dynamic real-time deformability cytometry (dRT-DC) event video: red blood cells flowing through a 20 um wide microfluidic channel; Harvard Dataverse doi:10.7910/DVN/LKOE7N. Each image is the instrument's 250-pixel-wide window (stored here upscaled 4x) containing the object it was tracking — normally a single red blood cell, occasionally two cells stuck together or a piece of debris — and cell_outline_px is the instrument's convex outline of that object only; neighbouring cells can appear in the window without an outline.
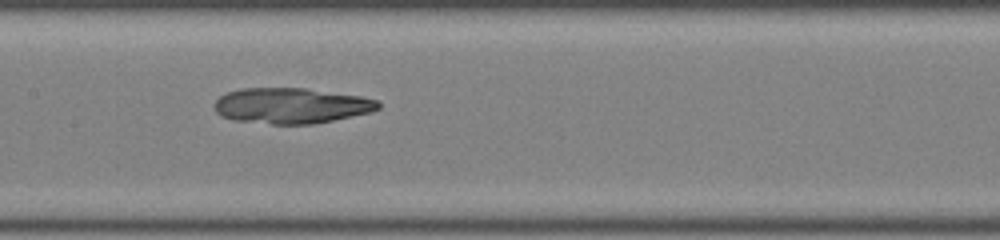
{"species": "common noctule bat (a hibernating species)", "species_latin": "Nyctalus noctula", "temperature_condition": "room temperature", "stored_images_in_passage": 48, "camera_frame_rate_fps": 3000, "um_per_image_px": 0.085, "animal": {"sex": "male", "body_mass_g": 19.0, "forearm_length_mm": 50.8}, "frame": {"image": 1, "passage_image": 25, "time_ms": 8.0, "image_size_px": [1000, 240], "cell_outline_px": [[380, 108], [372, 112], [312, 124], [272, 124], [232, 120], [220, 116], [216, 112], [212, 104], [220, 96], [228, 92], [240, 88], [304, 88], [360, 96], [380, 100]], "centroid_in_image_um": [24.73, 8.98], "position_along_channel_um": 182.7, "area_um2": 34.16}}
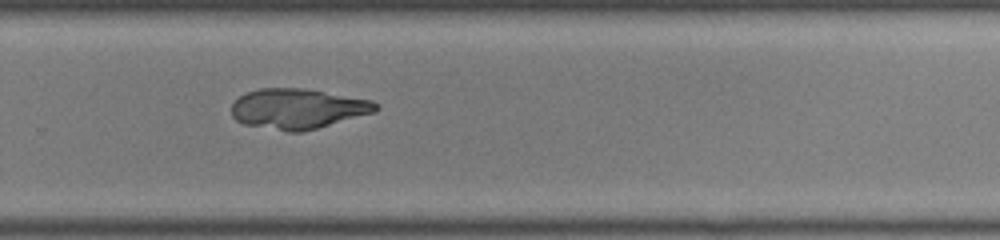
{"frame": {"image": 2, "passage_image": 34, "time_ms": 11.0, "image_size_px": [1000, 240], "cell_outline_px": [[380, 108], [376, 112], [316, 128], [300, 132], [288, 132], [244, 124], [236, 120], [232, 116], [232, 104], [240, 96], [248, 92], [260, 88], [304, 88], [372, 100], [380, 104]], "centroid_in_image_um": [25.34, 9.24], "position_along_channel_um": 304.5, "area_um2": 33.76}}
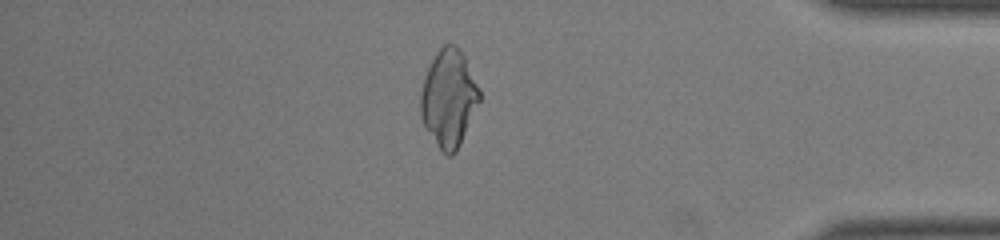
{"frame": {"image": 3, "passage_image": 43, "time_ms": 14.0, "image_size_px": [1000, 240], "cell_outline_px": [[480, 100], [460, 144], [456, 152], [452, 156], [448, 156], [440, 148], [424, 124], [420, 116], [420, 92], [424, 76], [436, 52], [448, 40], [456, 44], [464, 56], [480, 88]], "centroid_in_image_um": [38.14, 8.3], "position_along_channel_um": 397.1, "area_um2": 33.23}}